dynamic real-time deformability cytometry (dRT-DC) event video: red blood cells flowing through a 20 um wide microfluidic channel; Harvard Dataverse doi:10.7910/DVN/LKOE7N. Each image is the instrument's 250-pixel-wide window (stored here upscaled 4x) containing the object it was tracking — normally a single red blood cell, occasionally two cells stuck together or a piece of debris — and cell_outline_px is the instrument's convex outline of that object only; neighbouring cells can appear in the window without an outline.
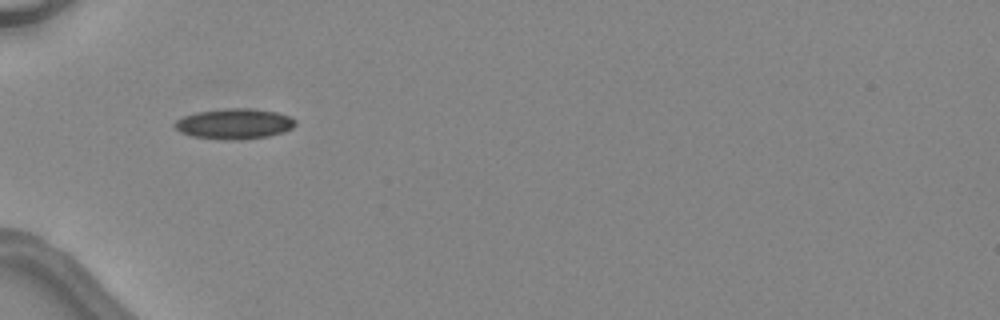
{"species": "common noctule bat (a hibernating species)", "species_latin": "Nyctalus noctula", "temperature_condition": "warm", "stored_images_in_passage": 6, "camera_frame_rate_fps": 3000, "um_per_image_px": 0.085, "animal": {"sex": "female", "body_mass_g": 24.6, "forearm_length_mm": 56.2}, "frame": {"image": 1, "passage_image": 5, "time_ms": 5.333, "image_size_px": [1000, 320], "cell_outline_px": [[296, 124], [292, 128], [284, 132], [268, 136], [192, 136], [180, 132], [172, 124], [176, 120], [184, 116], [196, 112], [224, 108], [248, 108], [276, 112], [288, 116], [296, 120]], "centroid_in_image_um": [19.92, 10.45], "position_along_channel_um": 65.1, "area_um2": 20.17}}